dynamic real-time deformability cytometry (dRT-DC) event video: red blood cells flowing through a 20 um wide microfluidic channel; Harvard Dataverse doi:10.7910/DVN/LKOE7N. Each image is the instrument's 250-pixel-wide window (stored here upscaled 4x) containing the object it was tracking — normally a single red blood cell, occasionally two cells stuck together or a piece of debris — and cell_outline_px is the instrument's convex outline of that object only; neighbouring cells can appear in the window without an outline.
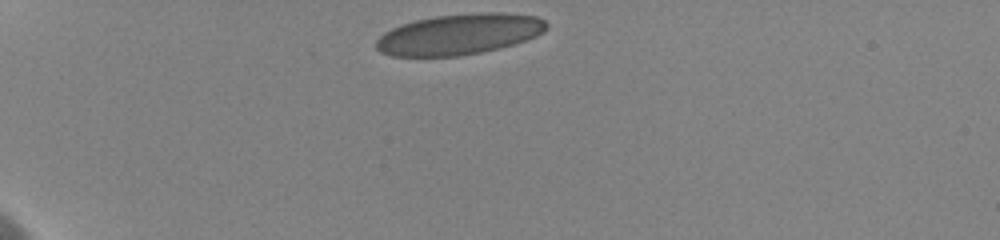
{"species": "human", "species_latin": "Homo sapiens", "temperature_condition": "cold", "stored_images_in_passage": 31, "camera_frame_rate_fps": 3000, "um_per_image_px": 0.085, "donor": {"sex": "female"}, "frame": {"image": 1, "passage_image": 1, "time_ms": 0.0, "image_size_px": [1000, 240], "cell_outline_px": [[548, 28], [544, 32], [536, 36], [512, 44], [480, 52], [456, 56], [392, 56], [380, 52], [376, 48], [376, 40], [384, 32], [392, 28], [416, 20], [436, 16], [480, 12], [504, 12], [536, 16], [544, 20], [548, 24]], "centroid_in_image_um": [39.04, 2.9], "position_along_channel_um": 46.0, "area_um2": 40.23}}
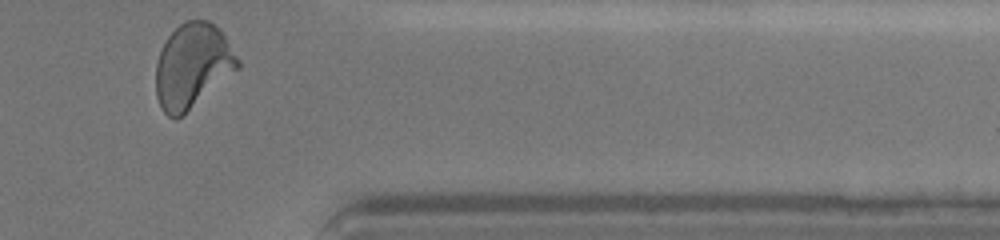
{"frame": {"image": 2, "passage_image": 31, "time_ms": 11.333, "image_size_px": [1000, 240], "cell_outline_px": [[240, 68], [176, 120], [168, 116], [160, 108], [156, 96], [156, 64], [160, 52], [168, 36], [180, 24], [188, 20], [208, 20], [224, 36], [240, 60]], "centroid_in_image_um": [16.35, 5.62], "position_along_channel_um": 395.1, "area_um2": 39.94}, "authors_computed_cell_mechanics": {"area_um2": 39.593, "velocity_mm_per_s": 3.5777, "shape_relaxation_time_tau1_ms": 7.4777, "shape_relaxation_time_tau2_ms": null, "deformation_change_tau1": 0.1901, "deformation_change_tau2": null}}